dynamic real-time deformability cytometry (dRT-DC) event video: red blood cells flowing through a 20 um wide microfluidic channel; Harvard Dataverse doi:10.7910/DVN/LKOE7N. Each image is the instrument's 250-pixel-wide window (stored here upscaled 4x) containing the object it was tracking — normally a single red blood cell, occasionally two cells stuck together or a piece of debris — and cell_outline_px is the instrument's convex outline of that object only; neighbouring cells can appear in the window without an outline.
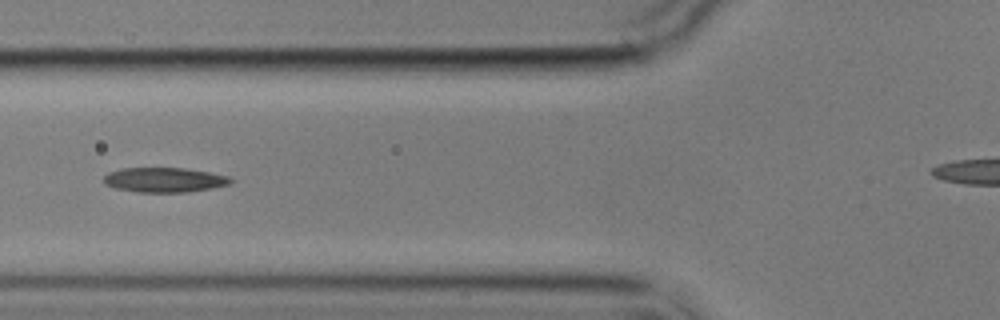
{"species": "common noctule bat (a hibernating species)", "species_latin": "Nyctalus noctula", "temperature_condition": "cold", "stored_images_in_passage": 5, "camera_frame_rate_fps": 3000, "um_per_image_px": 0.085, "animal": {"sex": "male", "body_mass_g": 17.9}, "frame": {"image": 1, "passage_image": 5, "time_ms": 5.333, "image_size_px": [1000, 320], "cell_outline_px": [[232, 184], [212, 188], [188, 192], [136, 192], [116, 188], [104, 184], [104, 176], [108, 172], [120, 168], [184, 168], [208, 172], [228, 176], [232, 180]], "centroid_in_image_um": [13.96, 15.29], "position_along_channel_um": 111.8, "area_um2": 18.32}}